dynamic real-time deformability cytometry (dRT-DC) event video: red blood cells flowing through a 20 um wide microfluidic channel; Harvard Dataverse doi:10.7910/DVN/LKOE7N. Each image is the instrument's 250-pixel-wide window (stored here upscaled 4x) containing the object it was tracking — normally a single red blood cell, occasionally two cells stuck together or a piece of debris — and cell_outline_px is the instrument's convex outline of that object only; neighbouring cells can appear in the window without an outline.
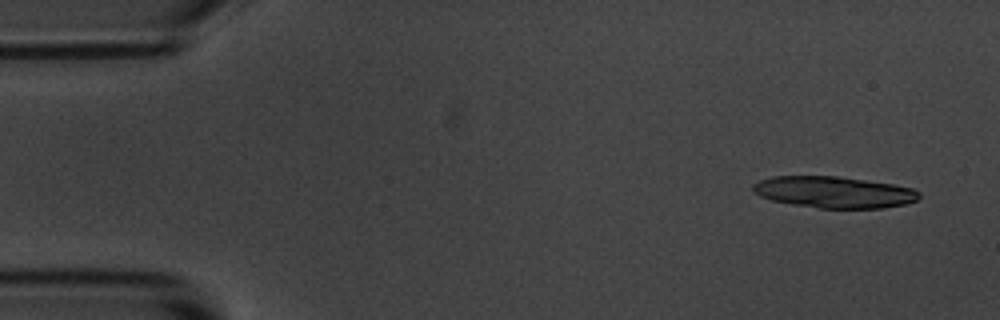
{"species": "common noctule bat (a hibernating species)", "species_latin": "Nyctalus noctula", "temperature_condition": "room temperature", "stored_images_in_passage": 7, "camera_frame_rate_fps": 3000, "um_per_image_px": 0.085, "animal": {"sex": "male", "body_mass_g": 20.1, "forearm_length_mm": 53.5}, "frame": {"image": 1, "passage_image": 1, "time_ms": 0.0, "image_size_px": [1000, 320], "cell_outline_px": [[920, 196], [916, 200], [904, 204], [880, 208], [820, 208], [792, 204], [772, 200], [760, 196], [752, 192], [752, 184], [760, 180], [772, 176], [836, 176], [892, 184], [912, 188], [920, 192]], "centroid_in_image_um": [70.84, 16.33], "position_along_channel_um": 14.2, "area_um2": 30.35}}
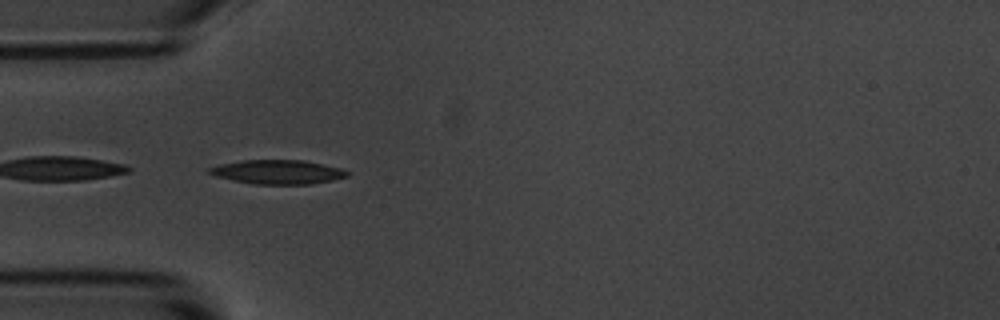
{"frame": {"image": 2, "passage_image": 5, "time_ms": 4.333, "image_size_px": [1000, 320], "cell_outline_px": [[348, 176], [332, 180], [312, 184], [252, 184], [216, 176], [208, 172], [208, 168], [220, 164], [240, 160], [304, 160], [340, 168], [348, 172]], "centroid_in_image_um": [23.59, 14.61], "position_along_channel_um": 61.4, "area_um2": 19.25}}
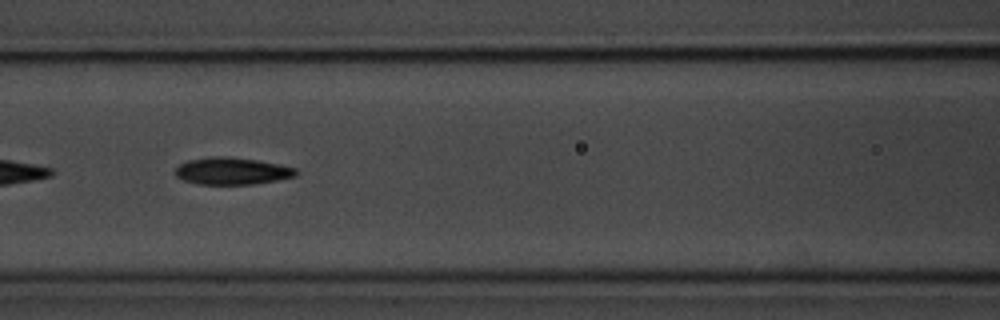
{"frame": {"image": 3, "passage_image": 7, "time_ms": 6.667, "image_size_px": [1000, 320], "cell_outline_px": [[300, 172], [296, 176], [276, 180], [252, 184], [200, 184], [184, 180], [176, 176], [176, 168], [180, 164], [188, 160], [212, 156], [228, 156], [256, 160], [280, 164], [296, 168]], "centroid_in_image_um": [19.75, 14.53], "position_along_channel_um": 146.8, "area_um2": 19.02}}